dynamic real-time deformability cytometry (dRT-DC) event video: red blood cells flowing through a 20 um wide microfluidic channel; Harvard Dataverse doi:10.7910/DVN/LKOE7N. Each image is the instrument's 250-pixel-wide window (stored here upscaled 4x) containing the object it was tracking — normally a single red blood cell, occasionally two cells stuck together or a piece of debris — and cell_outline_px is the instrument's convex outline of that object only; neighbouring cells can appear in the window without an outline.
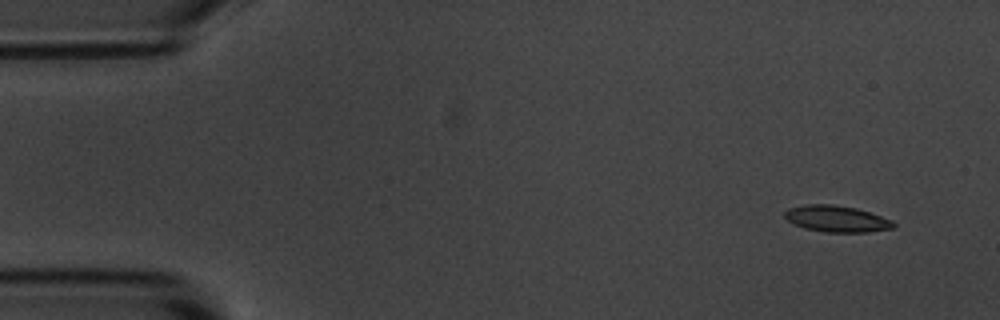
{"species": "common noctule bat (a hibernating species)", "species_latin": "Nyctalus noctula", "temperature_condition": "room temperature", "stored_images_in_passage": 5, "camera_frame_rate_fps": 3000, "um_per_image_px": 0.085, "animal": {"sex": "male", "body_mass_g": 20.1, "forearm_length_mm": 53.5}, "frame": {"image": 1, "passage_image": 1, "time_ms": 0.0, "image_size_px": [1000, 320], "cell_outline_px": [[896, 228], [868, 232], [824, 232], [804, 228], [788, 220], [784, 216], [784, 212], [788, 208], [804, 204], [832, 204], [856, 208], [892, 220], [896, 224]], "centroid_in_image_um": [71.12, 18.6], "position_along_channel_um": 13.9, "area_um2": 16.76}}
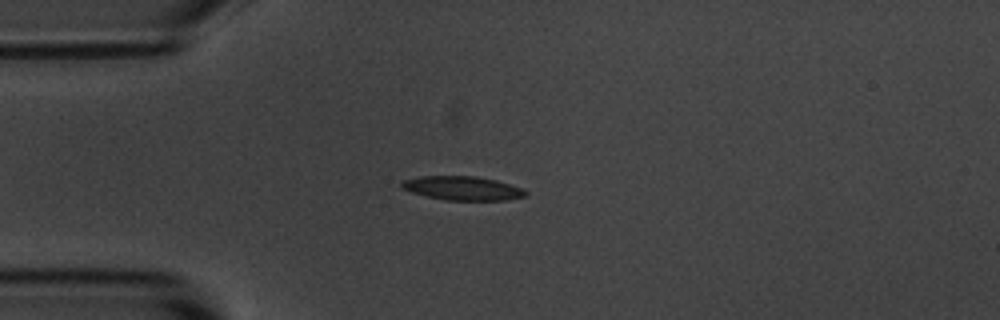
{"frame": {"image": 2, "passage_image": 4, "time_ms": 3.333, "image_size_px": [1000, 320], "cell_outline_px": [[528, 196], [504, 200], [448, 200], [428, 196], [412, 192], [400, 188], [400, 184], [404, 180], [420, 176], [476, 176], [496, 180], [520, 188], [528, 192]], "centroid_in_image_um": [39.31, 15.99], "position_along_channel_um": 45.7, "area_um2": 17.11}}